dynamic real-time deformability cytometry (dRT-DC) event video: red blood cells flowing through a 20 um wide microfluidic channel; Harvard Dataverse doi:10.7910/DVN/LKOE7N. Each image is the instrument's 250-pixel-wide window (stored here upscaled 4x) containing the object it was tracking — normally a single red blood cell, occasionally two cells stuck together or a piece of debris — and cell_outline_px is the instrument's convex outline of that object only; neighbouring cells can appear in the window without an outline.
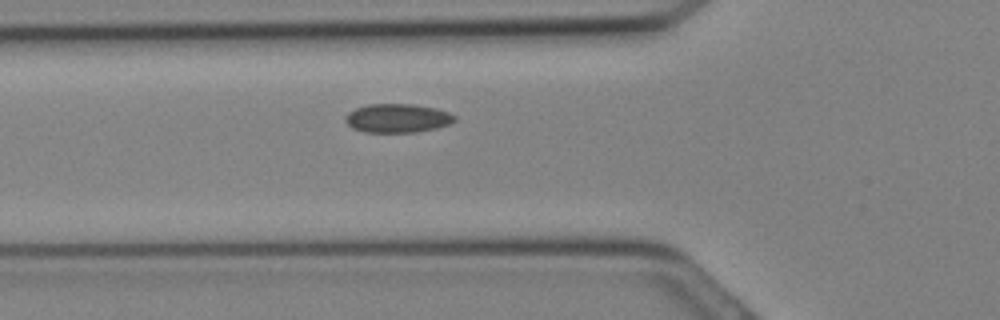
{"species": "Egyptian fruit bat (a non-hibernating species)", "species_latin": "Rousettus aegyptiacus", "temperature_condition": "cold", "stored_images_in_passage": 10, "camera_frame_rate_fps": 3000, "um_per_image_px": 0.085, "animal": {"sex": "female"}, "frame": {"image": 1, "passage_image": 4, "time_ms": 1.0, "image_size_px": [1000, 320], "cell_outline_px": [[456, 120], [448, 124], [436, 128], [416, 132], [364, 132], [352, 128], [344, 120], [344, 116], [348, 112], [356, 108], [368, 104], [412, 104], [436, 108], [448, 112], [456, 116]], "centroid_in_image_um": [33.76, 10.04], "position_along_channel_um": 92.0, "area_um2": 18.38}}
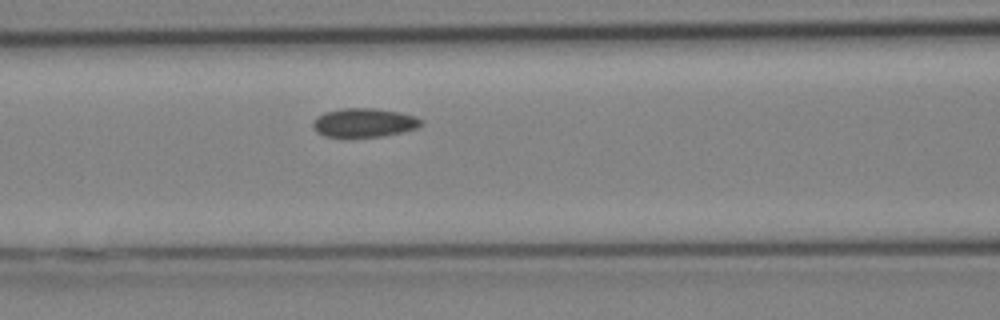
{"frame": {"image": 2, "passage_image": 6, "time_ms": 1.667, "image_size_px": [1000, 320], "cell_outline_px": [[424, 124], [416, 128], [404, 132], [384, 136], [324, 136], [316, 132], [312, 128], [312, 124], [316, 116], [324, 112], [344, 108], [376, 108], [400, 112], [416, 116]], "centroid_in_image_um": [30.94, 10.41], "position_along_channel_um": 135.7, "area_um2": 18.26}}
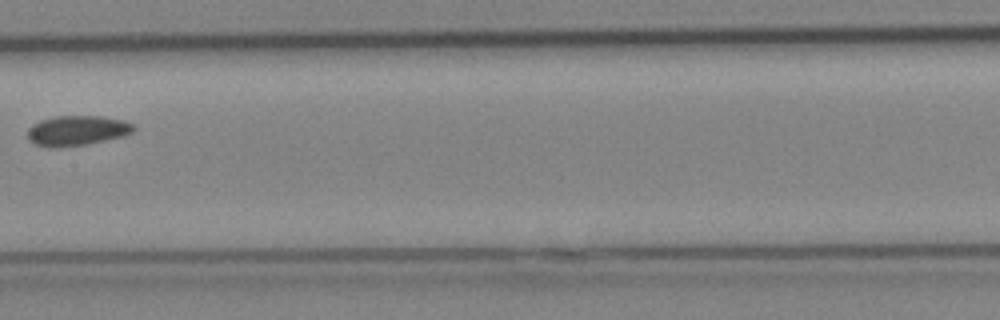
{"frame": {"image": 3, "passage_image": 9, "time_ms": 2.667, "image_size_px": [1000, 320], "cell_outline_px": [[136, 128], [132, 132], [124, 136], [88, 144], [52, 148], [48, 148], [36, 144], [28, 140], [28, 128], [32, 124], [40, 120], [56, 116], [100, 116], [124, 120], [132, 124]], "centroid_in_image_um": [6.53, 11.1], "position_along_channel_um": 200.9, "area_um2": 18.67}}